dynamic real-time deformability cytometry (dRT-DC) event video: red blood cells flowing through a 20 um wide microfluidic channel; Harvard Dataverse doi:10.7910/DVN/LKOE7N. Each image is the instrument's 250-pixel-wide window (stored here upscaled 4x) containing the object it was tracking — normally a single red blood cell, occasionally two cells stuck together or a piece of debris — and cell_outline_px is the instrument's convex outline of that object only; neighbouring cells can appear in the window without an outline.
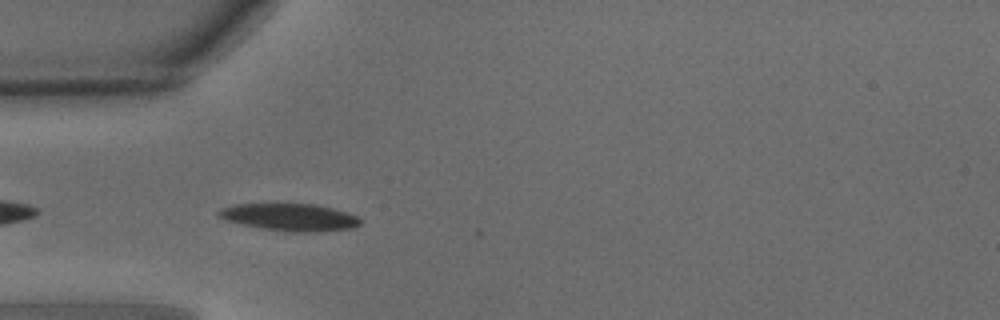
{"species": "common noctule bat (a hibernating species)", "species_latin": "Nyctalus noctula", "temperature_condition": "warm", "stored_images_in_passage": 5, "camera_frame_rate_fps": 3000, "um_per_image_px": 0.085, "animal": {"sex": "male", "body_mass_g": 15.6}, "frame": {"image": 1, "passage_image": 2, "time_ms": 0.333, "image_size_px": [1000, 320], "cell_outline_px": [[360, 224], [352, 228], [316, 232], [288, 232], [264, 228], [224, 220], [216, 212], [220, 208], [232, 204], [276, 200], [316, 204], [332, 208], [356, 216], [360, 220]], "centroid_in_image_um": [24.54, 18.39], "position_along_channel_um": 60.5, "area_um2": 23.52}}